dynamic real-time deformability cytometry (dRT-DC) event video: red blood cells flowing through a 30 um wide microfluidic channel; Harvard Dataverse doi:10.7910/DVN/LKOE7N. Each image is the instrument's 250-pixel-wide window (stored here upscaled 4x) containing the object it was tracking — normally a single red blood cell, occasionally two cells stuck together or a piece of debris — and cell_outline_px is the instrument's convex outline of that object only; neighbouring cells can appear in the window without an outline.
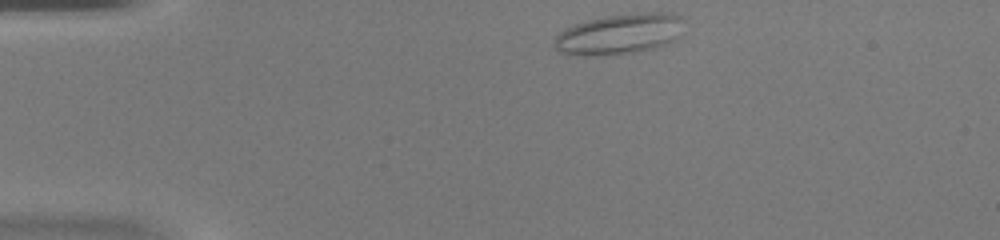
{"species": "common noctule bat (a hibernating species)", "species_latin": "Nyctalus noctula", "temperature_condition": "warm", "stored_images_in_passage": 39, "camera_frame_rate_fps": 3000, "um_per_image_px": 0.085, "animal": {"sex": "female", "body_mass_g": 20.0, "forearm_length_mm": 54.0}, "frame": {"image": 1, "passage_image": 1, "time_ms": 0.0, "image_size_px": [1000, 240], "cell_outline_px": [[688, 20], [676, 40], [652, 48], [632, 52], [596, 56], [580, 56], [560, 52], [552, 44], [556, 36], [564, 28], [588, 20], [604, 16], [652, 12], [668, 12], [680, 16]], "centroid_in_image_um": [52.68, 2.88], "position_along_channel_um": 32.3, "area_um2": 30.81}}
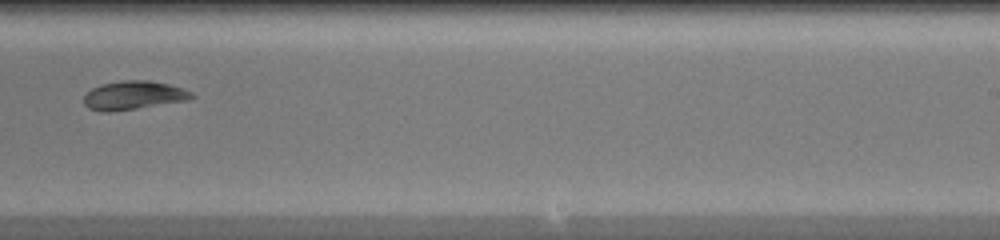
{"frame": {"image": 2, "passage_image": 22, "time_ms": 7.0, "image_size_px": [1000, 240], "cell_outline_px": [[196, 96], [188, 100], [112, 112], [100, 112], [88, 108], [84, 104], [84, 96], [92, 88], [100, 84], [120, 80], [148, 80], [168, 84], [184, 88], [192, 92]], "centroid_in_image_um": [11.34, 8.1], "position_along_channel_um": 277.7, "area_um2": 18.15}}
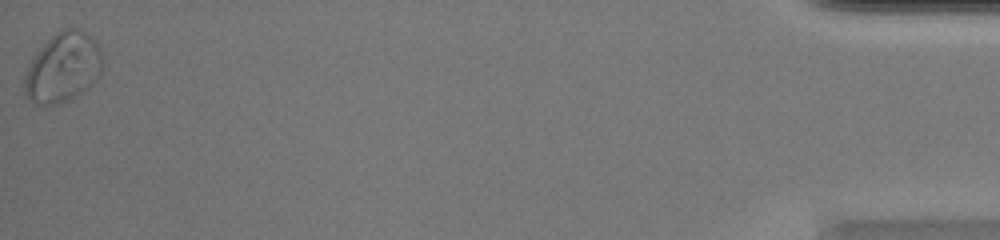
{"frame": {"image": 3, "passage_image": 39, "time_ms": 12.667, "image_size_px": [1000, 240], "cell_outline_px": [[104, 64], [100, 76], [88, 88], [76, 96], [56, 104], [40, 104], [32, 100], [24, 92], [24, 76], [32, 60], [40, 48], [60, 28], [76, 28], [84, 32], [100, 48], [104, 56]], "centroid_in_image_um": [5.4, 5.73], "position_along_channel_um": 429.8, "area_um2": 31.39}}